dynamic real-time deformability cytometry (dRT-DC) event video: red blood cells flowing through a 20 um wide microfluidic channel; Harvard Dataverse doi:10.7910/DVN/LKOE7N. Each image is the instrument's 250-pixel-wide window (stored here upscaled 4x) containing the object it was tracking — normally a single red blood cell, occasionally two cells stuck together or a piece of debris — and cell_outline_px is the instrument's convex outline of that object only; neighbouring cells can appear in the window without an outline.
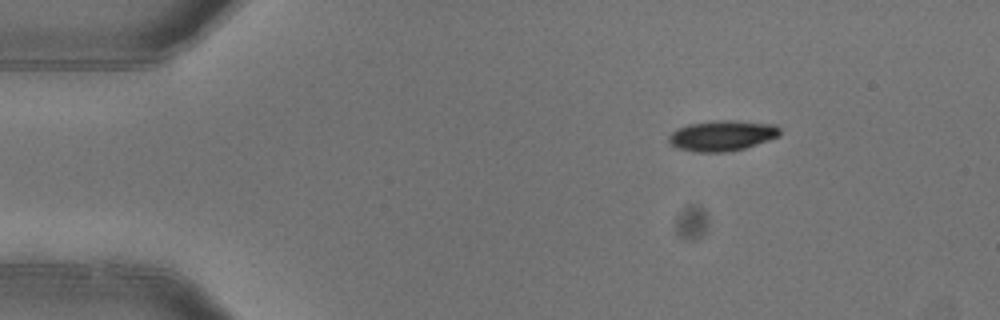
{"species": "common noctule bat (a hibernating species)", "species_latin": "Nyctalus noctula", "temperature_condition": "warm", "stored_images_in_passage": 3, "camera_frame_rate_fps": 3000, "um_per_image_px": 0.085, "animal": {"sex": "female"}, "frame": {"image": 1, "passage_image": 1, "time_ms": 0.0, "image_size_px": [1000, 320], "cell_outline_px": [[780, 136], [744, 148], [728, 152], [696, 152], [676, 148], [668, 144], [668, 136], [676, 128], [688, 124], [716, 120], [732, 120], [776, 124], [780, 128]], "centroid_in_image_um": [61.35, 11.53], "position_along_channel_um": 23.7, "area_um2": 20.0}}